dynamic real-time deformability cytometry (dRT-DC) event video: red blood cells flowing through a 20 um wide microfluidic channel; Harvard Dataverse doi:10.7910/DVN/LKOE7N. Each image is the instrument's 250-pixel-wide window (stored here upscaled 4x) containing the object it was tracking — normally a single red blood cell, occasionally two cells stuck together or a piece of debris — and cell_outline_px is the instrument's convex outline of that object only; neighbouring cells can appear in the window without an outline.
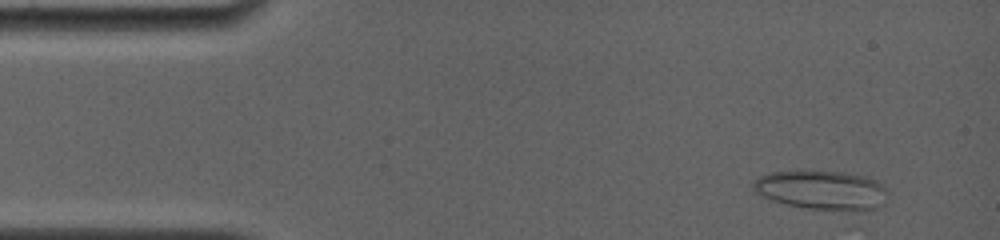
{"species": "common noctule bat (a hibernating species)", "species_latin": "Nyctalus noctula", "temperature_condition": "room temperature", "stored_images_in_passage": 2, "camera_frame_rate_fps": 4000, "um_per_image_px": 0.085, "animal": {"sex": "female", "body_mass_g": 19.0, "forearm_length_mm": 56.7}, "frame": {"image": 1, "passage_image": 1, "time_ms": 0.0, "image_size_px": [1000, 240], "cell_outline_px": [[888, 192], [884, 204], [868, 212], [844, 212], [808, 208], [788, 204], [772, 200], [756, 192], [752, 188], [752, 184], [760, 176], [768, 172], [844, 172], [868, 176], [876, 180]], "centroid_in_image_um": [69.94, 16.2], "position_along_channel_um": 15.1, "area_um2": 30.92}}